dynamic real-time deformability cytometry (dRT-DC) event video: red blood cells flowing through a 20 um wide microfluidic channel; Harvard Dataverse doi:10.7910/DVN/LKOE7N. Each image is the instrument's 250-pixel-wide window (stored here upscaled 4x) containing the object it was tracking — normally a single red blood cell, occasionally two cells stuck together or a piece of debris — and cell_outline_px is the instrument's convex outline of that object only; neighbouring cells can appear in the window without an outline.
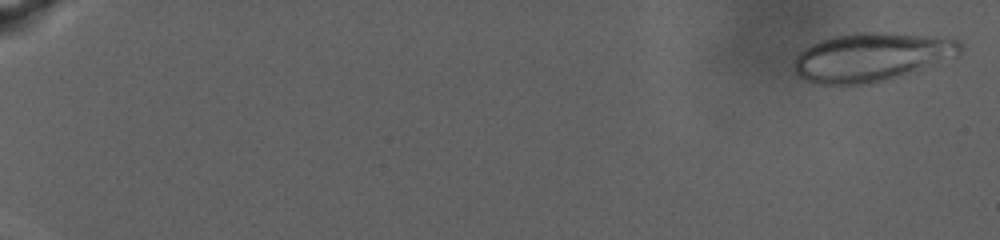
{"species": "human", "species_latin": "Homo sapiens", "temperature_condition": "warm", "stored_images_in_passage": 86, "camera_frame_rate_fps": 3000, "um_per_image_px": 0.085, "donor": {"sex": "male"}, "frame": {"image": 1, "passage_image": 2, "time_ms": 0.333, "image_size_px": [1000, 240], "cell_outline_px": [[964, 44], [960, 52], [956, 56], [892, 80], [872, 84], [816, 84], [804, 80], [796, 76], [792, 68], [792, 64], [796, 56], [804, 48], [820, 40], [832, 36], [860, 32], [892, 32], [928, 36], [960, 40]], "centroid_in_image_um": [74.03, 4.86], "position_along_channel_um": 11.0, "area_um2": 47.69}}
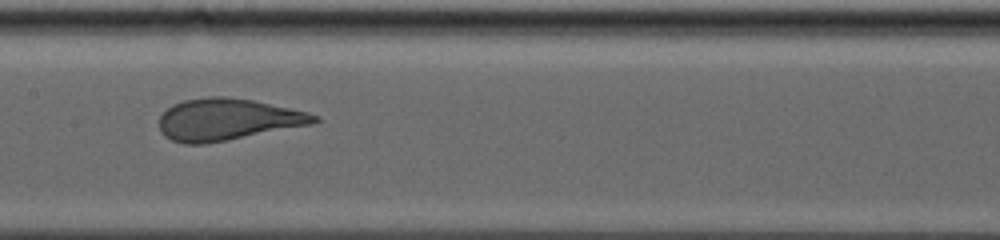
{"frame": {"image": 2, "passage_image": 49, "time_ms": 16.0, "image_size_px": [1000, 240], "cell_outline_px": [[320, 120], [316, 124], [228, 140], [204, 144], [184, 144], [172, 140], [164, 136], [160, 132], [160, 116], [172, 104], [184, 100], [208, 96], [224, 96], [252, 100], [308, 112], [320, 116]], "centroid_in_image_um": [19.36, 10.16], "position_along_channel_um": 188.0, "area_um2": 37.97}}
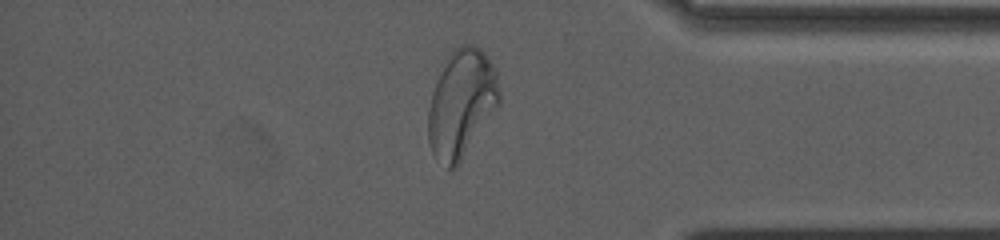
{"frame": {"image": 3, "passage_image": 75, "time_ms": 24.667, "image_size_px": [1000, 240], "cell_outline_px": [[500, 100], [456, 168], [452, 172], [436, 160], [432, 152], [428, 140], [428, 108], [432, 92], [436, 80], [452, 48], [460, 44], [476, 44], [484, 52], [492, 64], [496, 72], [500, 92]], "centroid_in_image_um": [39.19, 8.78], "position_along_channel_um": 396.0, "area_um2": 44.45}}